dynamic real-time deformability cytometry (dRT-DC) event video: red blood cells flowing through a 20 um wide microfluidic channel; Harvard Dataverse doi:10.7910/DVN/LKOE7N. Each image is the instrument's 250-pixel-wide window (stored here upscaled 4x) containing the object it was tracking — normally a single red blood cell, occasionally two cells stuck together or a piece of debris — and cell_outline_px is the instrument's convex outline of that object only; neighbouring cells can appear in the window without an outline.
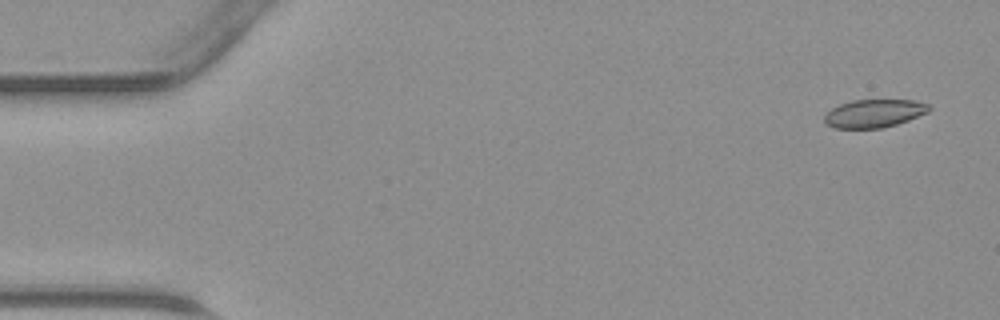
{"species": "common noctule bat (a hibernating species)", "species_latin": "Nyctalus noctula", "temperature_condition": "warm", "stored_images_in_passage": 46, "camera_frame_rate_fps": 3000, "um_per_image_px": 0.085, "animal": {"sex": "male", "body_mass_g": 23.1, "forearm_length_mm": 52.7}, "frame": {"image": 1, "passage_image": 2, "time_ms": 0.333, "image_size_px": [1000, 320], "cell_outline_px": [[932, 108], [928, 112], [908, 120], [896, 124], [880, 128], [832, 128], [824, 120], [824, 116], [832, 108], [840, 104], [852, 100], [916, 100], [928, 104]], "centroid_in_image_um": [74.31, 9.63], "position_along_channel_um": 10.7, "area_um2": 17.05}}
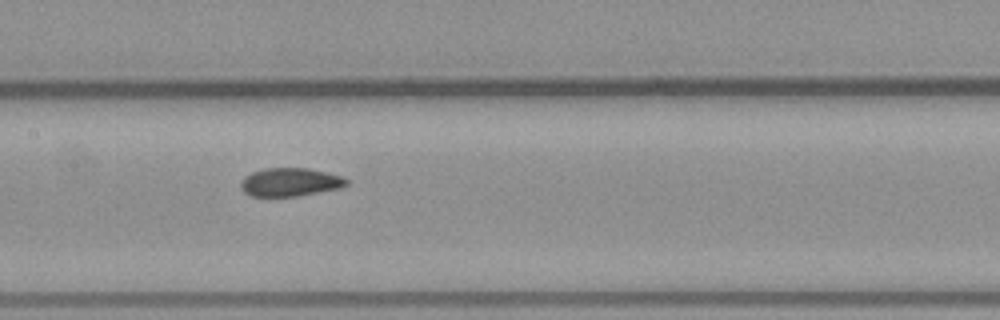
{"frame": {"image": 2, "passage_image": 22, "time_ms": 7.0, "image_size_px": [1000, 320], "cell_outline_px": [[348, 184], [340, 188], [296, 196], [252, 196], [244, 192], [240, 184], [244, 176], [252, 172], [264, 168], [308, 168], [344, 176], [348, 180]], "centroid_in_image_um": [24.67, 15.47], "position_along_channel_um": 182.7, "area_um2": 17.46}}
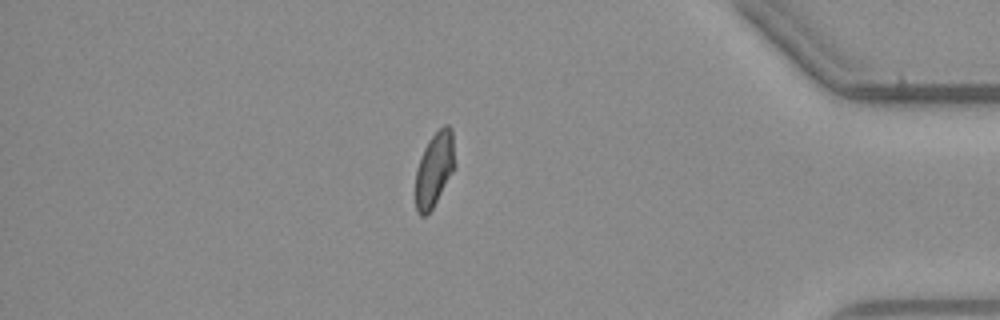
{"frame": {"image": 3, "passage_image": 39, "time_ms": 12.667, "image_size_px": [1000, 320], "cell_outline_px": [[452, 172], [432, 208], [424, 216], [420, 216], [416, 212], [416, 168], [420, 156], [428, 140], [444, 124], [448, 124], [452, 128]], "centroid_in_image_um": [36.86, 14.38], "position_along_channel_um": 398.3, "area_um2": 16.42}}